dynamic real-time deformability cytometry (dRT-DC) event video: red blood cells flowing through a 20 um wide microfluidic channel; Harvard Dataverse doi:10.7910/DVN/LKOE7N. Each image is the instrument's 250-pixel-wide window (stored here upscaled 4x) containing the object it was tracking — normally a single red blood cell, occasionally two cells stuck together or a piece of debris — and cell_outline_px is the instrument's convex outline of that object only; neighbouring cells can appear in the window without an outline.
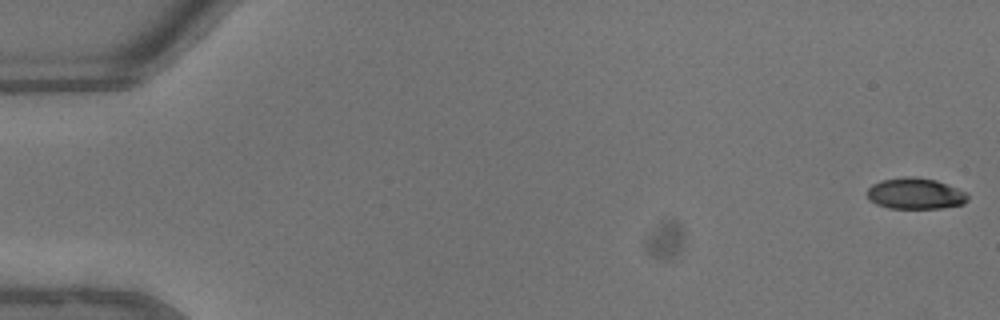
{"species": "common noctule bat (a hibernating species)", "species_latin": "Nyctalus noctula", "temperature_condition": "warm", "stored_images_in_passage": 45, "camera_frame_rate_fps": 3000, "um_per_image_px": 0.085, "animal": {"sex": "male", "body_mass_g": 13.3}, "frame": {"image": 1, "passage_image": 1, "time_ms": 0.0, "image_size_px": [1000, 320], "cell_outline_px": [[968, 200], [964, 204], [940, 208], [888, 208], [876, 204], [868, 196], [868, 188], [872, 184], [880, 180], [904, 176], [916, 176], [936, 180], [956, 188], [964, 192], [968, 196]], "centroid_in_image_um": [77.79, 16.44], "position_along_channel_um": 7.2, "area_um2": 18.21}}
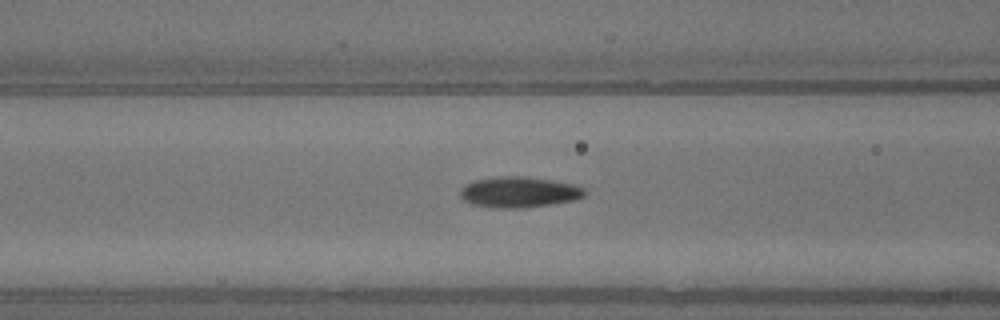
{"frame": {"image": 2, "passage_image": 19, "time_ms": 6.0, "image_size_px": [1000, 320], "cell_outline_px": [[588, 192], [584, 196], [576, 200], [524, 208], [496, 208], [472, 204], [464, 200], [460, 196], [460, 188], [476, 180], [496, 176], [524, 176], [552, 180], [572, 184], [584, 188]], "centroid_in_image_um": [44.14, 16.33], "position_along_channel_um": 122.5, "area_um2": 22.37}}
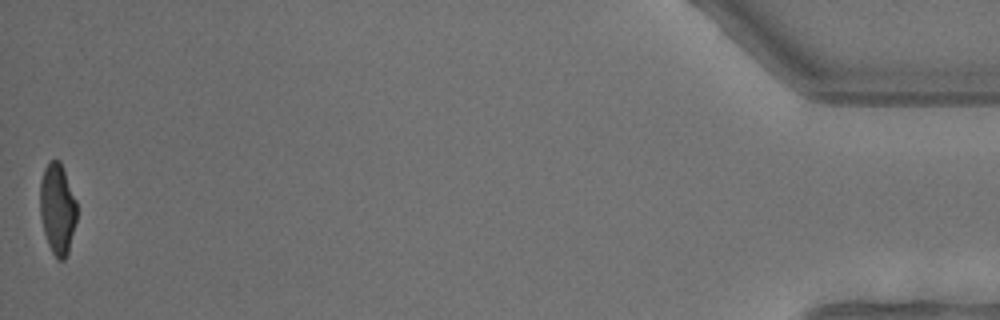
{"frame": {"image": 3, "passage_image": 45, "time_ms": 14.667, "image_size_px": [1000, 320], "cell_outline_px": [[76, 220], [68, 252], [64, 260], [56, 260], [48, 244], [44, 232], [40, 216], [40, 180], [44, 168], [52, 160], [60, 160], [76, 200]], "centroid_in_image_um": [4.87, 17.76], "position_along_channel_um": 430.3, "area_um2": 19.42}, "authors_computed_cell_mechanics": {"area_um2": 20.808, "velocity_mm_per_s": 4.6799, "shape_relaxation_time_tau1_ms": 2.8935, "shape_relaxation_time_tau2_ms": 1.8466, "deformation_change_tau1": 0.1551, "deformation_change_tau2": 0.0667}}